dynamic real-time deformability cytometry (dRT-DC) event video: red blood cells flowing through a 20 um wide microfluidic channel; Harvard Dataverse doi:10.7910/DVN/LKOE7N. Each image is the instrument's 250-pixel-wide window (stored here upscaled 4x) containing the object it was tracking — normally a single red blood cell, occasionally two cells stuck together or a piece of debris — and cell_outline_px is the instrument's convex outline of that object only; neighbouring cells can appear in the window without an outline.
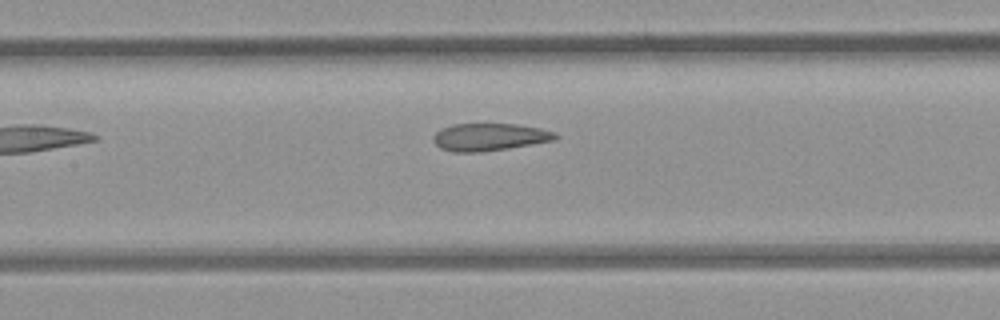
{"species": "common noctule bat (a hibernating species)", "species_latin": "Nyctalus noctula", "temperature_condition": "room temperature", "stored_images_in_passage": 6, "camera_frame_rate_fps": 3000, "um_per_image_px": 0.085, "animal": {"sex": "female", "body_mass_g": 21.9}, "frame": {"image": 1, "passage_image": 6, "time_ms": 1.667, "image_size_px": [1000, 320], "cell_outline_px": [[560, 136], [556, 140], [508, 148], [480, 152], [452, 152], [440, 148], [432, 140], [432, 136], [440, 128], [452, 124], [516, 124], [540, 128], [556, 132]], "centroid_in_image_um": [41.6, 11.64], "position_along_channel_um": 165.8, "area_um2": 19.71}}